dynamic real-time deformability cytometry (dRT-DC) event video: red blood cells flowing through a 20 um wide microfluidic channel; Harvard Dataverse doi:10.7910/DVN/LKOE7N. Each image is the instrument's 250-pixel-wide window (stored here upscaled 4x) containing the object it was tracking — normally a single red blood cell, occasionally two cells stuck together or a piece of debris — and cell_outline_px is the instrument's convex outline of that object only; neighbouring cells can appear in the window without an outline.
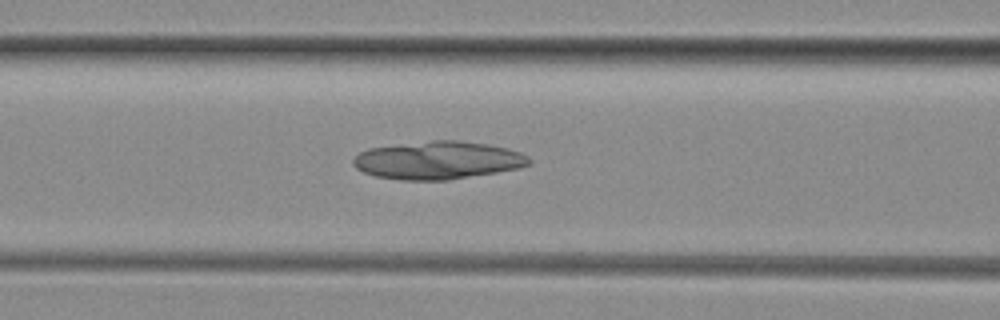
{"species": "common noctule bat (a hibernating species)", "species_latin": "Nyctalus noctula", "temperature_condition": "room temperature", "stored_images_in_passage": 44, "camera_frame_rate_fps": 3000, "um_per_image_px": 0.085, "animal": {"sex": "female", "body_mass_g": 29.2, "forearm_length_mm": 56.3}, "frame": {"image": 1, "passage_image": 20, "time_ms": 6.333, "image_size_px": [1000, 320], "cell_outline_px": [[532, 164], [520, 168], [448, 180], [400, 180], [376, 176], [364, 172], [356, 168], [352, 164], [352, 160], [360, 152], [368, 148], [432, 140], [456, 140], [488, 144], [508, 148], [520, 152], [528, 156], [532, 160]], "centroid_in_image_um": [37.25, 13.62], "position_along_channel_um": 129.4, "area_um2": 38.96}}
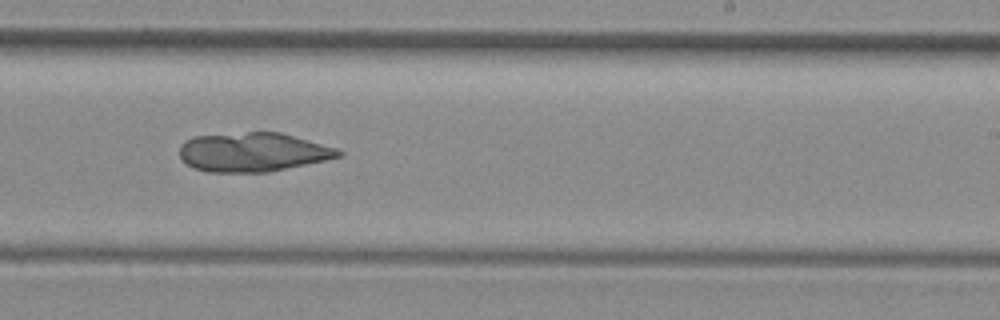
{"frame": {"image": 2, "passage_image": 30, "time_ms": 9.667, "image_size_px": [1000, 320], "cell_outline_px": [[344, 152], [340, 156], [324, 160], [268, 172], [208, 172], [196, 168], [180, 160], [180, 144], [196, 136], [248, 132], [280, 132], [340, 148]], "centroid_in_image_um": [21.52, 12.92], "position_along_channel_um": 267.5, "area_um2": 36.07}}
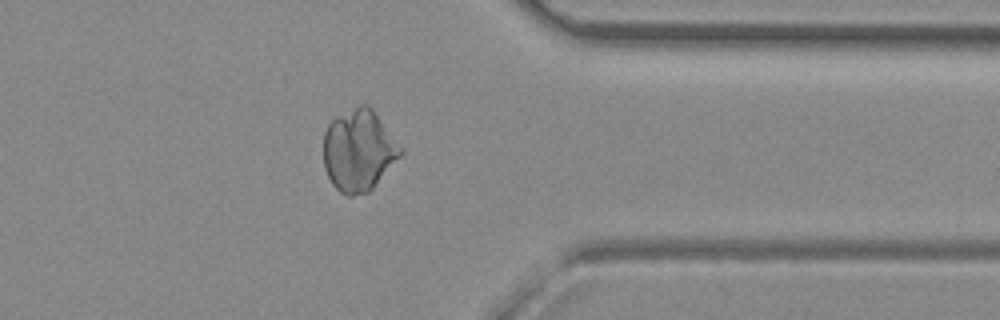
{"frame": {"image": 3, "passage_image": 39, "time_ms": 12.667, "image_size_px": [1000, 320], "cell_outline_px": [[404, 152], [372, 188], [368, 192], [352, 196], [348, 196], [340, 192], [332, 184], [324, 168], [324, 132], [328, 124], [336, 116], [360, 104], [368, 104], [372, 108], [404, 148]], "centroid_in_image_um": [30.5, 12.77], "position_along_channel_um": 380.9, "area_um2": 36.76}}